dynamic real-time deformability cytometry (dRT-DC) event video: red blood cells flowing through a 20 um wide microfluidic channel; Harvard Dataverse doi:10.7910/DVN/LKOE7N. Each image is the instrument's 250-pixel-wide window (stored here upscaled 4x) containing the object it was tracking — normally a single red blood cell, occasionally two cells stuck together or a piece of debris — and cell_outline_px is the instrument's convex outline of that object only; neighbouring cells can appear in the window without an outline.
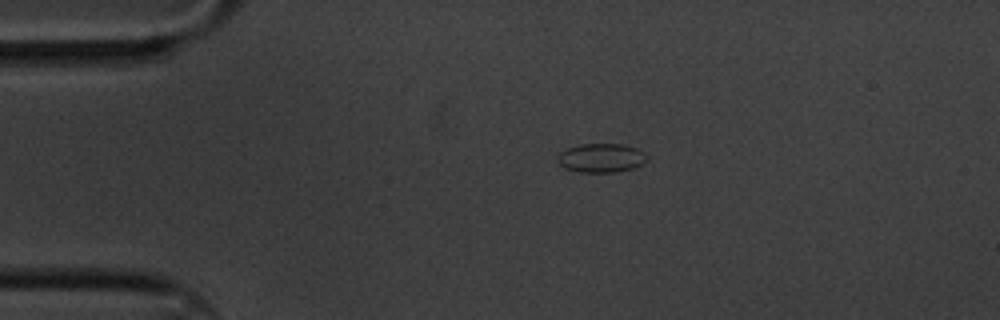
{"species": "common noctule bat (a hibernating species)", "species_latin": "Nyctalus noctula", "temperature_condition": "cold", "stored_images_in_passage": 7, "camera_frame_rate_fps": 3000, "um_per_image_px": 0.085, "animal": {"sex": "male", "body_mass_g": 20.1, "forearm_length_mm": 53.5}, "frame": {"image": 1, "passage_image": 1, "time_ms": 0.0, "image_size_px": [1000, 320], "cell_outline_px": [[648, 160], [632, 168], [616, 172], [580, 172], [564, 168], [556, 160], [556, 156], [560, 152], [568, 148], [580, 144], [620, 144], [636, 148], [644, 152], [648, 156]], "centroid_in_image_um": [51.08, 13.42], "position_along_channel_um": 33.9, "area_um2": 15.09}}
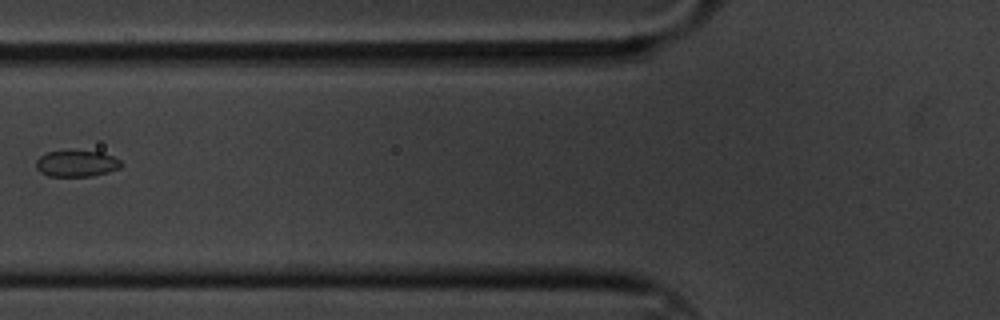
{"frame": {"image": 2, "passage_image": 4, "time_ms": 1.0, "image_size_px": [1000, 320], "cell_outline_px": [[124, 164], [120, 168], [108, 172], [92, 176], [48, 176], [40, 172], [36, 168], [36, 160], [40, 156], [48, 152], [104, 152], [120, 160]], "centroid_in_image_um": [6.53, 13.92], "position_along_channel_um": 119.3, "area_um2": 12.89}}
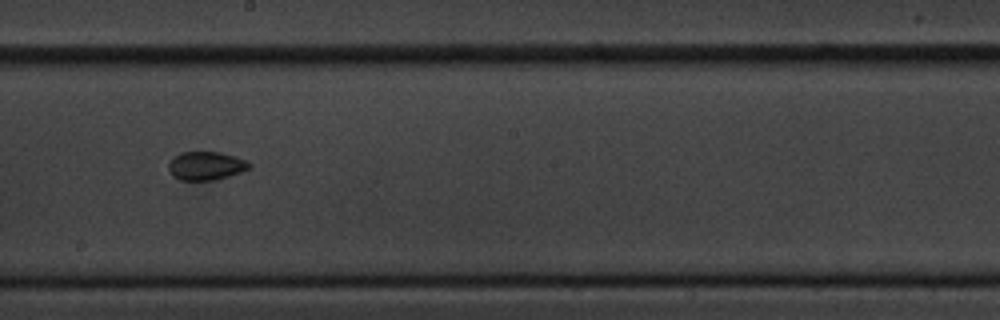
{"frame": {"image": 3, "passage_image": 7, "time_ms": 2.0, "image_size_px": [1000, 320], "cell_outline_px": [[252, 164], [248, 168], [240, 172], [216, 180], [180, 180], [172, 176], [168, 168], [168, 164], [180, 152], [220, 152], [236, 156], [248, 160]], "centroid_in_image_um": [17.52, 14.09], "position_along_channel_um": 230.7, "area_um2": 13.41}}